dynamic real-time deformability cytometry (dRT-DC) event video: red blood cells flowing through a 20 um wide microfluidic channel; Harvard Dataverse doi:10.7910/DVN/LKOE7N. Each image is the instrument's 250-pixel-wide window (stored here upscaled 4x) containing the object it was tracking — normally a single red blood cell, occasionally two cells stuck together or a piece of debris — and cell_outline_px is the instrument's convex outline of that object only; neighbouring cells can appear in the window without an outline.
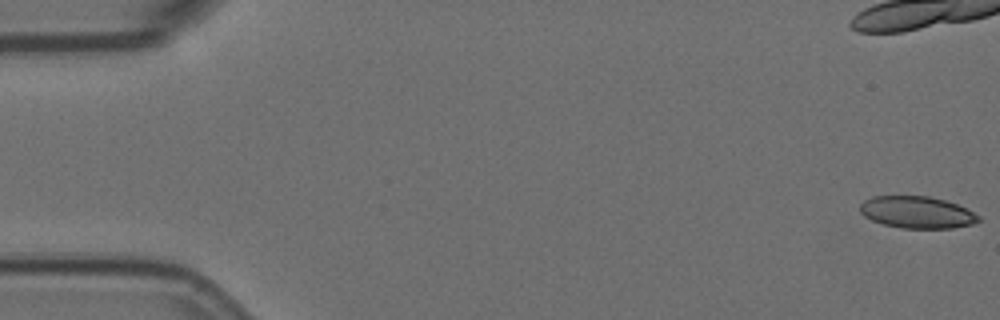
{"species": "Egyptian fruit bat (a non-hibernating species)", "species_latin": "Rousettus aegyptiacus", "temperature_condition": "room temperature", "stored_images_in_passage": 5, "camera_frame_rate_fps": 3000, "um_per_image_px": 0.085, "animal": {"sex": "female"}, "frame": {"image": 1, "passage_image": 1, "time_ms": 0.0, "image_size_px": [1000, 320], "cell_outline_px": [[980, 220], [972, 224], [952, 228], [900, 228], [884, 224], [872, 220], [864, 216], [860, 212], [860, 204], [864, 200], [872, 196], [928, 196], [944, 200], [956, 204], [980, 216]], "centroid_in_image_um": [77.91, 18.04], "position_along_channel_um": 7.1, "area_um2": 21.91}}